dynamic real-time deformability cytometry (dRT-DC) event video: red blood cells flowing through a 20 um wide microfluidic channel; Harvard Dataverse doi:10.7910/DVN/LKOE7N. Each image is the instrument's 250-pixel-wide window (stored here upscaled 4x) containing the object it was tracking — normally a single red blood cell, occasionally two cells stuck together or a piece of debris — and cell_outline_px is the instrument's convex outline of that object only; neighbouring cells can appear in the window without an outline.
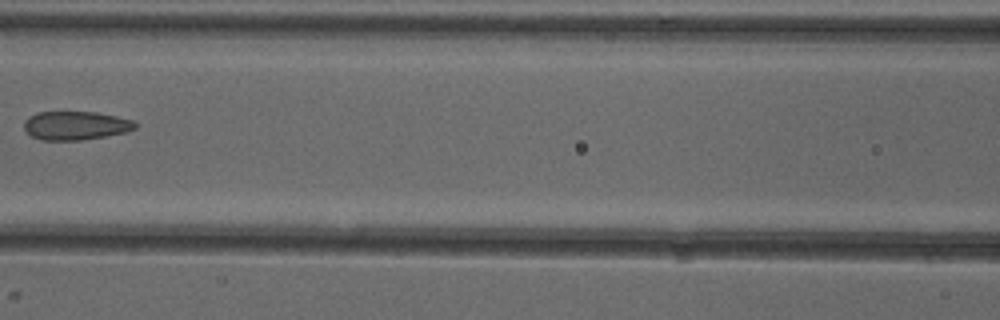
{"species": "common noctule bat (a hibernating species)", "species_latin": "Nyctalus noctula", "temperature_condition": "cold", "stored_images_in_passage": 7, "camera_frame_rate_fps": 3000, "um_per_image_px": 0.085, "animal": {"sex": "female"}, "frame": {"image": 1, "passage_image": 7, "time_ms": 7.667, "image_size_px": [1000, 320], "cell_outline_px": [[136, 128], [124, 132], [104, 136], [80, 140], [40, 140], [32, 136], [24, 128], [24, 120], [28, 116], [36, 112], [96, 112], [116, 116], [132, 120], [136, 124]], "centroid_in_image_um": [6.38, 10.66], "position_along_channel_um": 160.2, "area_um2": 18.44}}